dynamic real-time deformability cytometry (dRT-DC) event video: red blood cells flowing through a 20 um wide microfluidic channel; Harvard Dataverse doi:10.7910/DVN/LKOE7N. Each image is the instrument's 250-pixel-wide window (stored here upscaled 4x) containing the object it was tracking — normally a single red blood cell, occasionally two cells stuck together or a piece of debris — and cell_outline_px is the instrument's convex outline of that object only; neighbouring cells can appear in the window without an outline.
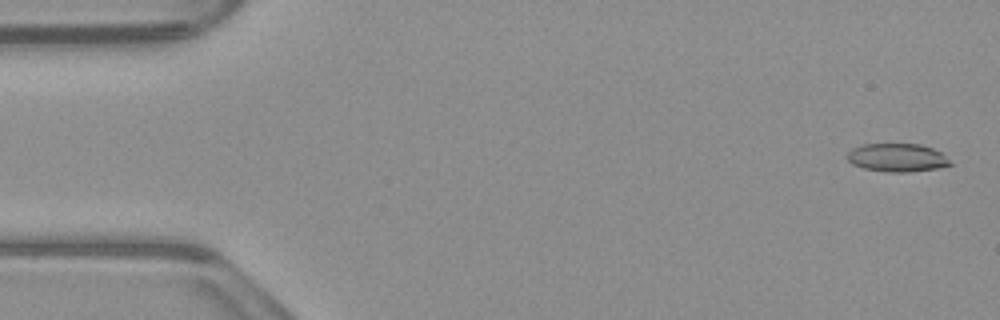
{"species": "common noctule bat (a hibernating species)", "species_latin": "Nyctalus noctula", "temperature_condition": "warm", "stored_images_in_passage": 53, "camera_frame_rate_fps": 3000, "um_per_image_px": 0.085, "animal": {"sex": "male", "body_mass_g": 23.1, "forearm_length_mm": 52.7}, "frame": {"image": 1, "passage_image": 2, "time_ms": 0.333, "image_size_px": [1000, 320], "cell_outline_px": [[952, 164], [936, 168], [908, 172], [884, 172], [864, 168], [852, 164], [848, 160], [848, 152], [852, 148], [864, 144], [920, 144], [932, 148], [940, 152]], "centroid_in_image_um": [76.22, 13.4], "position_along_channel_um": 8.8, "area_um2": 16.76}}
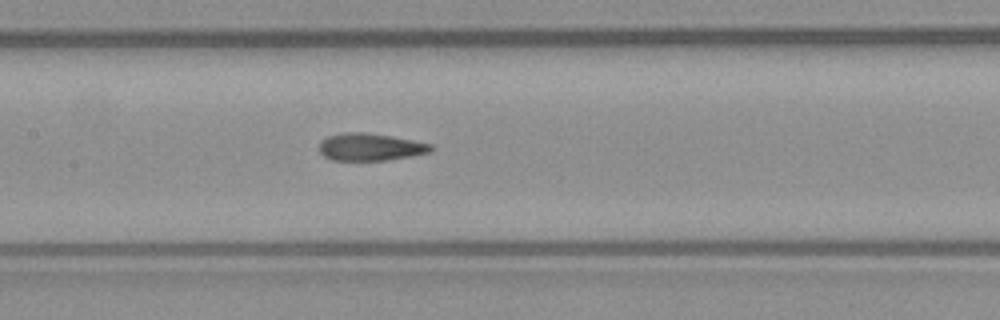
{"frame": {"image": 2, "passage_image": 25, "time_ms": 8.0, "image_size_px": [1000, 320], "cell_outline_px": [[436, 148], [432, 152], [412, 156], [388, 160], [332, 160], [324, 156], [320, 152], [320, 140], [328, 136], [344, 132], [364, 132], [392, 136], [432, 144]], "centroid_in_image_um": [31.51, 12.49], "position_along_channel_um": 175.9, "area_um2": 17.98}}
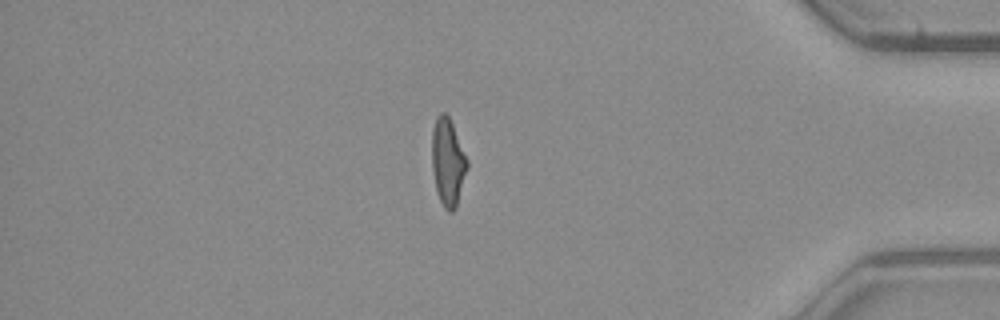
{"frame": {"image": 3, "passage_image": 45, "time_ms": 14.667, "image_size_px": [1000, 320], "cell_outline_px": [[468, 168], [456, 208], [452, 212], [448, 212], [444, 208], [436, 192], [432, 168], [432, 128], [436, 116], [440, 112], [444, 112], [448, 116], [452, 124], [468, 160]], "centroid_in_image_um": [38.06, 13.79], "position_along_channel_um": 397.1, "area_um2": 18.09}, "authors_computed_cell_mechanics": {"area_um2": 18.1492, "velocity_mm_per_s": 3.9225, "shape_relaxation_time_tau1_ms": null, "shape_relaxation_time_tau2_ms": 1.9807, "deformation_change_tau1": null, "deformation_change_tau2": 0.1044}}